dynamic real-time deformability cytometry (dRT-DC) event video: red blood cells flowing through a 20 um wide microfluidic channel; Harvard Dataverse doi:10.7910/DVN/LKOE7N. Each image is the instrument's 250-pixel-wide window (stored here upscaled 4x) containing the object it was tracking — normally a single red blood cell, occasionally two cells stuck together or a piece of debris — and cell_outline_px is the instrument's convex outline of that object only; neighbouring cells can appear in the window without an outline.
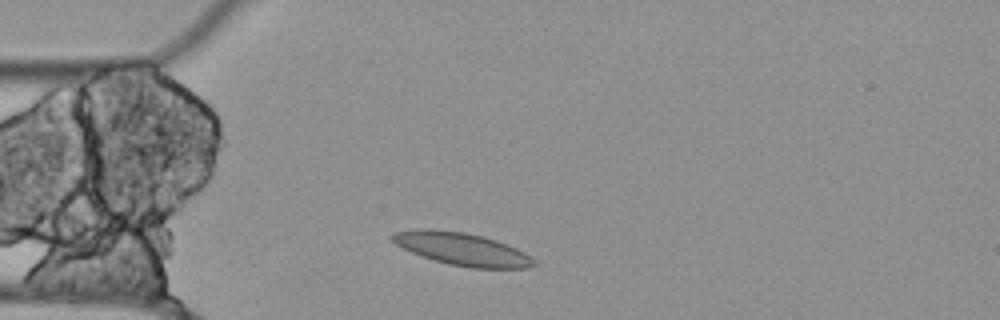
{"species": "Egyptian fruit bat (a non-hibernating species)", "species_latin": "Rousettus aegyptiacus", "temperature_condition": "cold", "stored_images_in_passage": 46, "segment_of_instrument_passage": [1, 2], "camera_frame_rate_fps": 3000, "um_per_image_px": 0.085, "animal": {"sex": "female"}, "frame": {"image": 1, "passage_image": 4, "time_ms": 1.0, "image_size_px": [1000, 320], "cell_outline_px": [[536, 264], [528, 268], [472, 268], [448, 264], [412, 252], [396, 244], [388, 236], [396, 232], [428, 228], [432, 228], [464, 232], [496, 240], [516, 248], [524, 252], [536, 260]], "centroid_in_image_um": [39.29, 21.17], "position_along_channel_um": 45.7, "area_um2": 26.65}}
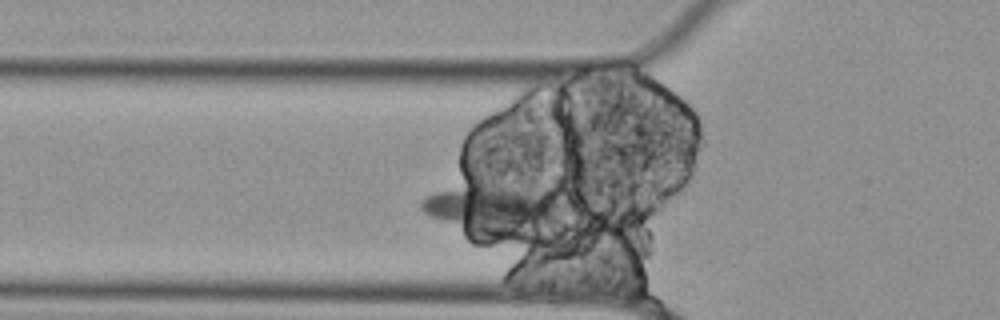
{"frame": {"image": 2, "passage_image": 8, "time_ms": 2.333, "image_size_px": [1000, 320], "cell_outline_px": [[572, 200], [564, 208], [508, 240], [496, 244], [492, 244], [480, 240], [428, 216], [420, 208], [420, 200], [436, 192], [472, 184], [552, 192]], "centroid_in_image_um": [41.82, 17.86], "position_along_channel_um": 84.0, "area_um2": 40.81}}